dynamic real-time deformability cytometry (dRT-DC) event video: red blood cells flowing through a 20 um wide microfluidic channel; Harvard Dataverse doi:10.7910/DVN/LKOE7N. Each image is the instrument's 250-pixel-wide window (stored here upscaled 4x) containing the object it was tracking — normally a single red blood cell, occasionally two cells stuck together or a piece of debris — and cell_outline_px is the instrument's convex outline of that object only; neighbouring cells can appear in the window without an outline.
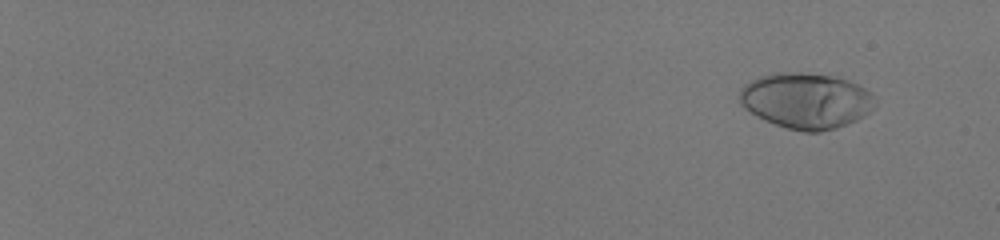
{"species": "human", "species_latin": "Homo sapiens", "temperature_condition": "room temperature", "stored_images_in_passage": 53, "camera_frame_rate_fps": 3000, "um_per_image_px": 0.085, "donor": {"sex": "male"}, "frame": {"image": 1, "passage_image": 1, "time_ms": 0.0, "image_size_px": [1000, 240], "cell_outline_px": [[876, 104], [864, 116], [856, 120], [836, 128], [820, 132], [804, 132], [788, 128], [764, 120], [756, 116], [740, 104], [740, 88], [744, 84], [760, 76], [776, 72], [800, 72], [828, 76], [844, 80], [856, 84], [864, 88], [868, 92]], "centroid_in_image_um": [68.47, 8.57], "position_along_channel_um": 16.5, "area_um2": 43.52}}
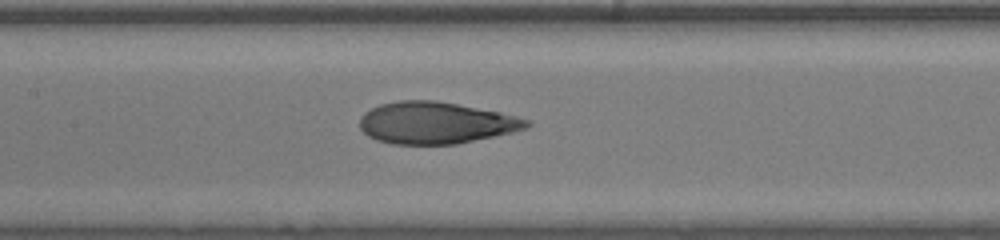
{"frame": {"image": 2, "passage_image": 30, "time_ms": 9.667, "image_size_px": [1000, 240], "cell_outline_px": [[532, 124], [528, 128], [512, 132], [456, 144], [392, 144], [376, 140], [368, 136], [360, 128], [360, 116], [364, 112], [380, 104], [400, 100], [436, 100], [500, 112], [532, 120]], "centroid_in_image_um": [37.04, 10.44], "position_along_channel_um": 170.4, "area_um2": 40.75}}
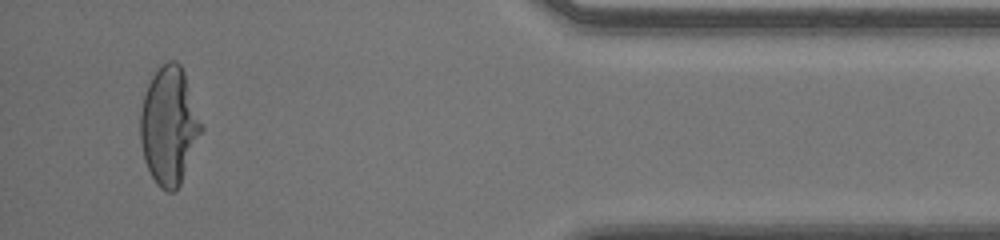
{"frame": {"image": 3, "passage_image": 51, "time_ms": 16.667, "image_size_px": [1000, 240], "cell_outline_px": [[204, 128], [180, 184], [176, 192], [168, 192], [160, 188], [156, 184], [144, 160], [140, 140], [140, 112], [144, 96], [148, 84], [156, 68], [160, 64], [168, 60], [176, 60], [180, 64], [184, 72]], "centroid_in_image_um": [14.37, 10.68], "position_along_channel_um": 420.8, "area_um2": 42.02}, "authors_computed_cell_mechanics": {"area_um2": 40.9802, "velocity_mm_per_s": 4.0798, "shape_relaxation_time_tau1_ms": 5.5403, "shape_relaxation_time_tau2_ms": 0.6861, "deformation_change_tau1": 0.2679, "deformation_change_tau2": 0.0633}}